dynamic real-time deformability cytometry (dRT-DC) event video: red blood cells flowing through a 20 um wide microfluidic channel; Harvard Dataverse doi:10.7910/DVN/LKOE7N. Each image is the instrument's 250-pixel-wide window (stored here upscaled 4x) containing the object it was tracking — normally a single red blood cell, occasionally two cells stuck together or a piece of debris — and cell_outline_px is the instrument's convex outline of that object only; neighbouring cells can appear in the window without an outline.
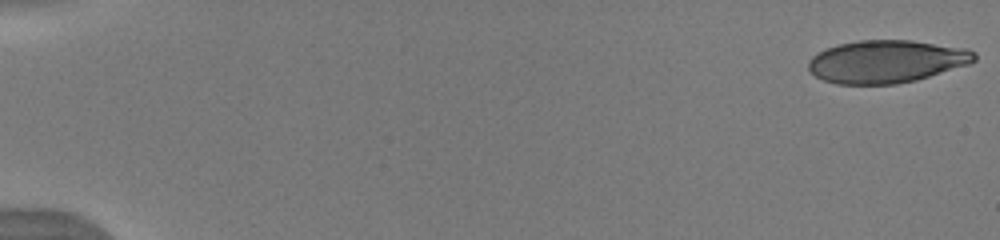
{"species": "human", "species_latin": "Homo sapiens", "temperature_condition": "warm", "stored_images_in_passage": 14, "camera_frame_rate_fps": 3000, "um_per_image_px": 0.085, "donor": {"sex": "male"}, "frame": {"image": 1, "passage_image": 1, "time_ms": 0.0, "image_size_px": [1000, 240], "cell_outline_px": [[976, 60], [968, 64], [916, 80], [896, 84], [836, 84], [824, 80], [816, 76], [808, 68], [808, 60], [816, 52], [840, 44], [860, 40], [912, 40], [968, 48], [976, 52]], "centroid_in_image_um": [75.35, 5.22], "position_along_channel_um": 9.6, "area_um2": 41.33}}